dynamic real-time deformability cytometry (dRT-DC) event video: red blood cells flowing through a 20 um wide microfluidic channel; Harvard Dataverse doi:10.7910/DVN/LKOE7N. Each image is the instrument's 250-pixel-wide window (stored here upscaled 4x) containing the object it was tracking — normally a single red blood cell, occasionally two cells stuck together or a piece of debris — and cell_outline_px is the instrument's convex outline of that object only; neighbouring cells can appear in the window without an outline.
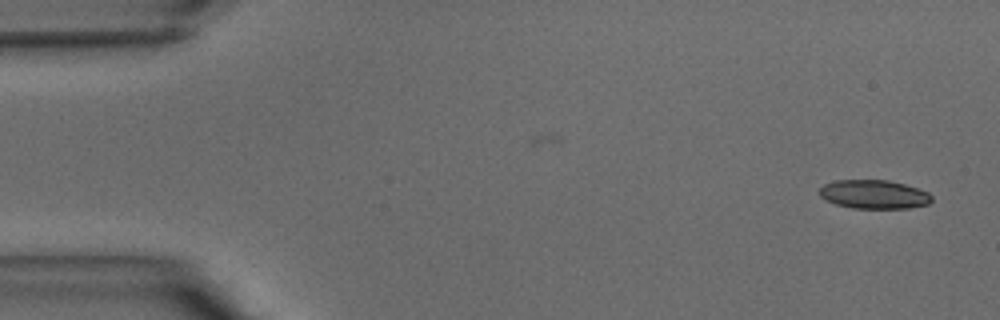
{"species": "common noctule bat (a hibernating species)", "species_latin": "Nyctalus noctula", "temperature_condition": "warm", "stored_images_in_passage": 35, "camera_frame_rate_fps": 3000, "um_per_image_px": 0.085, "animal": {"sex": "male", "body_mass_g": 15.6}, "frame": {"image": 1, "passage_image": 1, "time_ms": 0.0, "image_size_px": [1000, 320], "cell_outline_px": [[932, 200], [928, 204], [908, 208], [852, 208], [836, 204], [820, 196], [820, 188], [824, 184], [836, 180], [888, 180], [904, 184], [928, 192], [932, 196]], "centroid_in_image_um": [74.29, 16.52], "position_along_channel_um": 10.7, "area_um2": 18.67}}
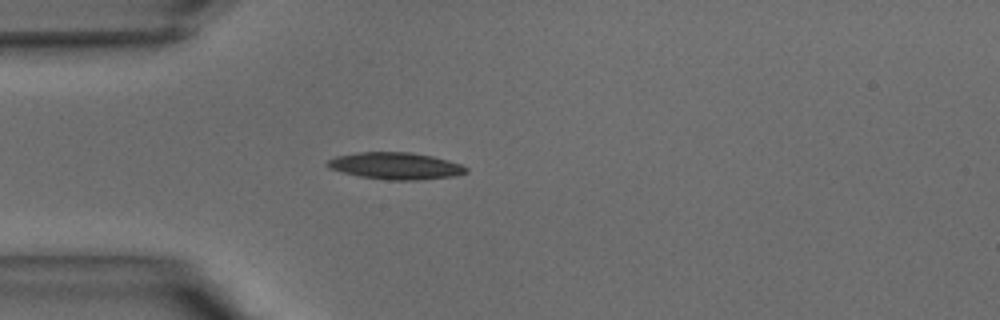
{"frame": {"image": 2, "passage_image": 10, "time_ms": 3.0, "image_size_px": [1000, 320], "cell_outline_px": [[468, 172], [456, 176], [416, 180], [388, 180], [360, 176], [328, 168], [324, 164], [328, 160], [336, 156], [360, 152], [408, 152], [432, 156], [448, 160], [460, 164], [468, 168]], "centroid_in_image_um": [33.63, 14.1], "position_along_channel_um": 51.4, "area_um2": 21.68}}
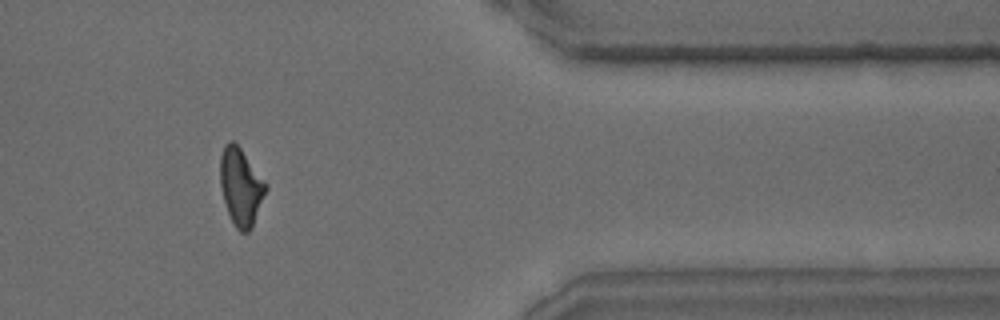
{"frame": {"image": 3, "passage_image": 32, "time_ms": 10.333, "image_size_px": [1000, 320], "cell_outline_px": [[268, 188], [252, 228], [248, 232], [240, 232], [236, 228], [228, 212], [224, 200], [220, 184], [220, 156], [224, 144], [228, 140], [232, 140], [240, 148], [268, 184]], "centroid_in_image_um": [20.48, 15.87], "position_along_channel_um": 390.9, "area_um2": 20.58}}